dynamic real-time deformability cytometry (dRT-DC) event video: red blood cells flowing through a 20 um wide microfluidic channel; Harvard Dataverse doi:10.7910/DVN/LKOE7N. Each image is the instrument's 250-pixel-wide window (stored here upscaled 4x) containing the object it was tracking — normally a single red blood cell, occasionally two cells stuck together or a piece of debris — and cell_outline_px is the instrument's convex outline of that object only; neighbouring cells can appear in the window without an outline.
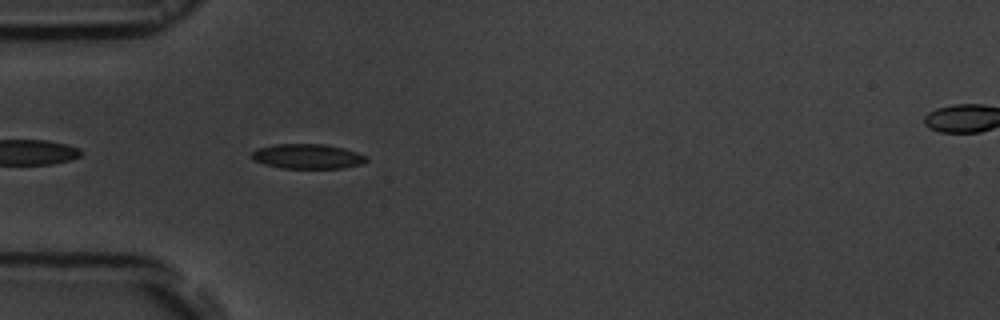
{"species": "common noctule bat (a hibernating species)", "species_latin": "Nyctalus noctula", "temperature_condition": "room temperature", "stored_images_in_passage": 40, "camera_frame_rate_fps": 3000, "um_per_image_px": 0.085, "animal": {"sex": "male", "body_mass_g": 19.5, "forearm_length_mm": 54.6}, "frame": {"image": 1, "passage_image": 3, "time_ms": 0.667, "image_size_px": [1000, 320], "cell_outline_px": [[368, 160], [360, 164], [340, 168], [280, 168], [264, 164], [252, 160], [252, 152], [256, 148], [276, 144], [324, 144], [344, 148], [368, 156]], "centroid_in_image_um": [26.12, 13.29], "position_along_channel_um": 58.9, "area_um2": 16.59}}
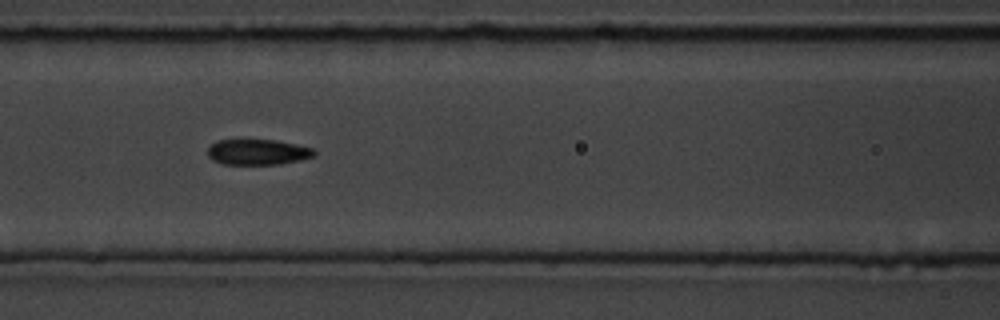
{"frame": {"image": 2, "passage_image": 10, "time_ms": 3.0, "image_size_px": [1000, 320], "cell_outline_px": [[316, 152], [312, 156], [300, 160], [280, 164], [220, 164], [212, 160], [208, 156], [208, 148], [216, 140], [276, 140], [296, 144], [312, 148]], "centroid_in_image_um": [21.87, 12.92], "position_along_channel_um": 144.7, "area_um2": 15.84}}
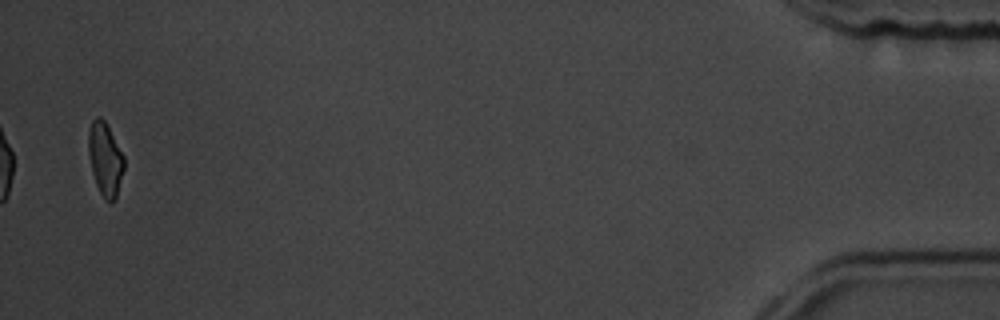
{"frame": {"image": 3, "passage_image": 39, "time_ms": 12.667, "image_size_px": [1000, 320], "cell_outline_px": [[124, 168], [116, 200], [104, 200], [96, 184], [92, 172], [88, 152], [88, 132], [92, 120], [96, 116], [100, 116], [104, 120], [124, 156]], "centroid_in_image_um": [8.93, 13.52], "position_along_channel_um": 426.3, "area_um2": 15.14}, "authors_computed_cell_mechanics": {"area_um2": 16.3285, "velocity_mm_per_s": 3.838, "shape_relaxation_time_tau1_ms": 3.773, "shape_relaxation_time_tau2_ms": 2.7017, "deformation_change_tau1": 0.1197, "deformation_change_tau2": 0.0782}}